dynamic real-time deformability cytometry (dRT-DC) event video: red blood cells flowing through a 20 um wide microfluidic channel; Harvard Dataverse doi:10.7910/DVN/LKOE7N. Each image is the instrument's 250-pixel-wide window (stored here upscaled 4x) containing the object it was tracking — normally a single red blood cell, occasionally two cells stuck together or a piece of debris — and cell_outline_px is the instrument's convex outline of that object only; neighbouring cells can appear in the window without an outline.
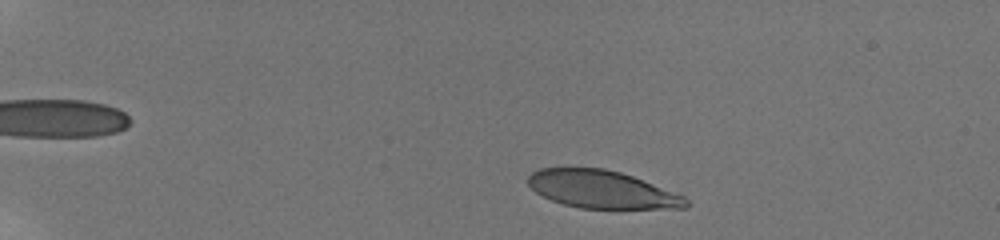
{"species": "human", "species_latin": "Homo sapiens", "temperature_condition": "room temperature", "stored_images_in_passage": 43, "camera_frame_rate_fps": 3000, "um_per_image_px": 0.085, "donor": {"sex": "male"}, "frame": {"image": 1, "passage_image": 5, "time_ms": 1.0, "image_size_px": [1000, 240], "cell_outline_px": [[688, 208], [580, 208], [564, 204], [552, 200], [536, 192], [528, 184], [528, 176], [532, 172], [540, 168], [604, 168], [620, 172], [632, 176], [684, 196], [688, 200]], "centroid_in_image_um": [51.15, 16.1], "position_along_channel_um": 33.9, "area_um2": 34.28}}
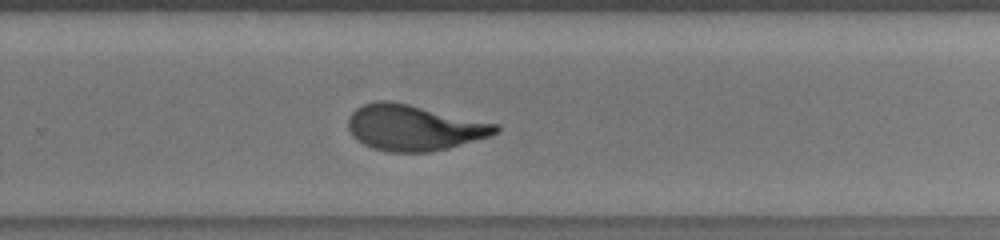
{"frame": {"image": 2, "passage_image": 35, "time_ms": 10.667, "image_size_px": [1000, 240], "cell_outline_px": [[500, 128], [496, 132], [488, 136], [448, 148], [428, 152], [388, 152], [372, 148], [364, 144], [352, 136], [348, 128], [348, 116], [356, 108], [364, 104], [376, 100], [388, 100], [408, 104], [500, 124]], "centroid_in_image_um": [35.15, 10.84], "position_along_channel_um": 294.7, "area_um2": 39.25}}
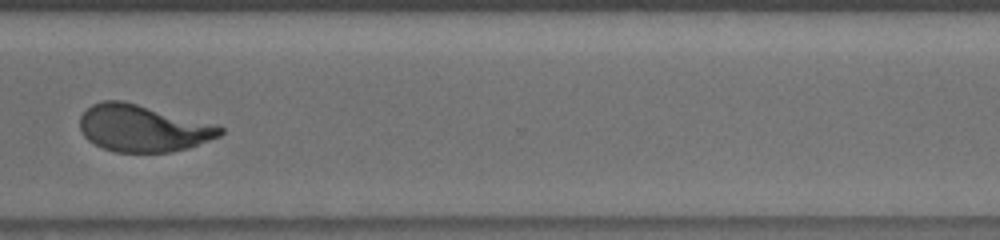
{"frame": {"image": 3, "passage_image": 40, "time_ms": 12.333, "image_size_px": [1000, 240], "cell_outline_px": [[224, 132], [220, 136], [188, 148], [172, 152], [116, 152], [104, 148], [88, 140], [84, 136], [80, 128], [80, 116], [92, 104], [104, 100], [124, 100], [216, 124], [224, 128]], "centroid_in_image_um": [12.16, 10.89], "position_along_channel_um": 358.4, "area_um2": 38.44}, "authors_computed_cell_mechanics": {"area_um2": 38.8994, "velocity_mm_per_s": 3.8092, "shape_relaxation_time_tau1_ms": 3.6969, "shape_relaxation_time_tau2_ms": 0.8382, "deformation_change_tau1": 0.2008, "deformation_change_tau2": 0.0831}}